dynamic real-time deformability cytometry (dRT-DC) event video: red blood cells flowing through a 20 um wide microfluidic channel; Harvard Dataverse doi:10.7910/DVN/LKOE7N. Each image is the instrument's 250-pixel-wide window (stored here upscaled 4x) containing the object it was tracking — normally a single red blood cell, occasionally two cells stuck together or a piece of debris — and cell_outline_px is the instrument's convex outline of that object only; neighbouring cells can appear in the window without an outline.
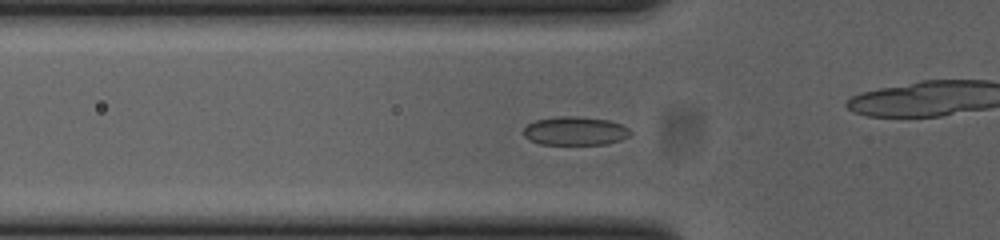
{"species": "common noctule bat (a hibernating species)", "species_latin": "Nyctalus noctula", "temperature_condition": "cold", "stored_images_in_passage": 34, "camera_frame_rate_fps": 3000, "um_per_image_px": 0.085, "animal": {"sex": "female", "body_mass_g": 23.0, "forearm_length_mm": 53.4}, "frame": {"image": 1, "passage_image": 8, "time_ms": 2.333, "image_size_px": [1000, 240], "cell_outline_px": [[632, 132], [628, 136], [620, 140], [604, 144], [540, 144], [524, 136], [524, 128], [528, 124], [536, 120], [556, 116], [576, 116], [608, 120], [620, 124], [628, 128]], "centroid_in_image_um": [48.88, 11.12], "position_along_channel_um": 76.9, "area_um2": 17.63}}
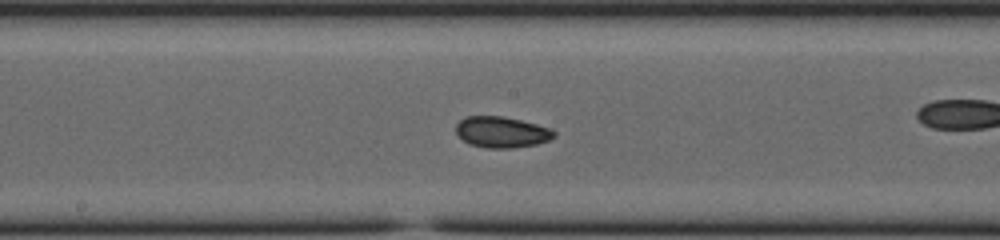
{"frame": {"image": 2, "passage_image": 18, "time_ms": 5.667, "image_size_px": [1000, 240], "cell_outline_px": [[556, 136], [548, 140], [536, 144], [512, 148], [488, 148], [472, 144], [464, 140], [456, 132], [456, 124], [464, 116], [504, 116], [552, 128], [556, 132]], "centroid_in_image_um": [42.66, 11.21], "position_along_channel_um": 205.5, "area_um2": 17.69}}
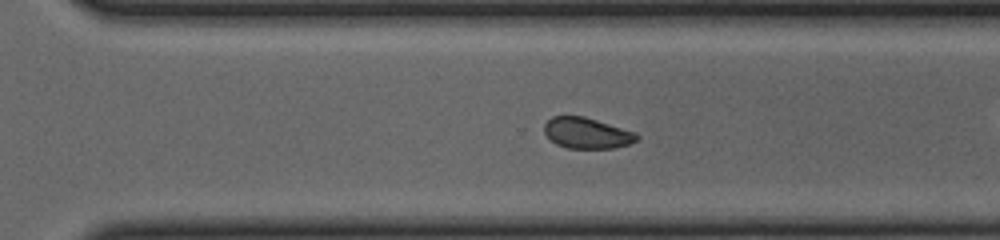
{"frame": {"image": 3, "passage_image": 27, "time_ms": 8.667, "image_size_px": [1000, 240], "cell_outline_px": [[640, 136], [636, 140], [628, 144], [616, 148], [568, 148], [556, 144], [544, 132], [544, 124], [552, 116], [584, 116], [636, 132]], "centroid_in_image_um": [49.89, 11.31], "position_along_channel_um": 320.7, "area_um2": 16.59}, "authors_computed_cell_mechanics": {"area_um2": 17.7157, "velocity_mm_per_s": 3.8424, "shape_relaxation_time_tau1_ms": 2.5545, "shape_relaxation_time_tau2_ms": 2.8599, "deformation_change_tau1": 0.0564, "deformation_change_tau2": 0.0505}}